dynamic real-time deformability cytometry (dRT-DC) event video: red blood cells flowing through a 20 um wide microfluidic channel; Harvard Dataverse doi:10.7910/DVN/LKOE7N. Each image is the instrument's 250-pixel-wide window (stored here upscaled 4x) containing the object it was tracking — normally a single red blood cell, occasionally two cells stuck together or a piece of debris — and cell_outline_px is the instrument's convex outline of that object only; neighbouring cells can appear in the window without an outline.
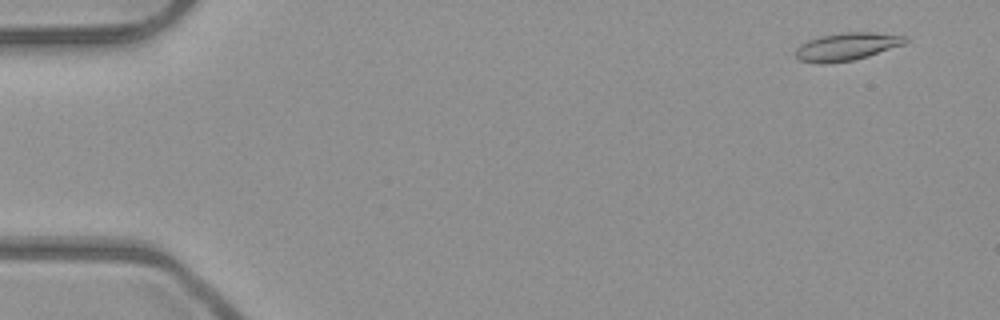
{"species": "common noctule bat (a hibernating species)", "species_latin": "Nyctalus noctula", "temperature_condition": "room temperature", "stored_images_in_passage": 53, "camera_frame_rate_fps": 3000, "um_per_image_px": 0.085, "animal": {"sex": "male", "body_mass_g": 23.1, "forearm_length_mm": 52.7}, "frame": {"image": 1, "passage_image": 4, "time_ms": 1.0, "image_size_px": [1000, 320], "cell_outline_px": [[908, 40], [904, 44], [868, 56], [852, 60], [828, 64], [816, 64], [800, 60], [796, 56], [796, 48], [800, 44], [808, 40], [820, 36], [844, 32], [876, 32], [908, 36]], "centroid_in_image_um": [71.98, 3.96], "position_along_channel_um": 13.0, "area_um2": 17.86}}
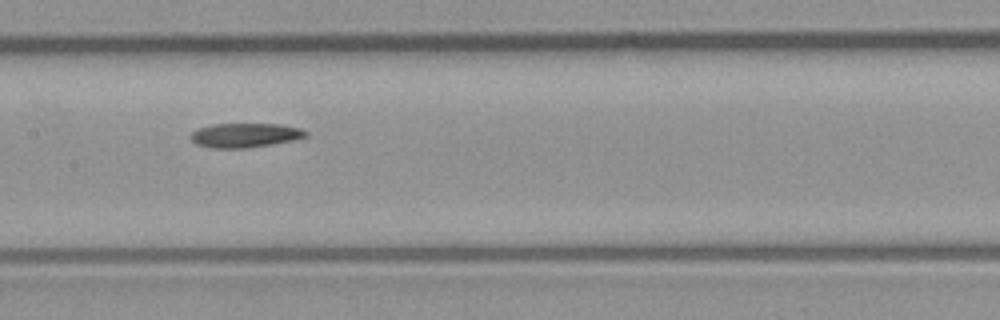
{"frame": {"image": 2, "passage_image": 27, "time_ms": 8.667, "image_size_px": [1000, 320], "cell_outline_px": [[308, 136], [296, 140], [272, 144], [244, 148], [212, 148], [196, 144], [188, 136], [196, 128], [212, 124], [280, 124], [300, 128], [308, 132]], "centroid_in_image_um": [20.82, 11.49], "position_along_channel_um": 186.6, "area_um2": 16.47}}
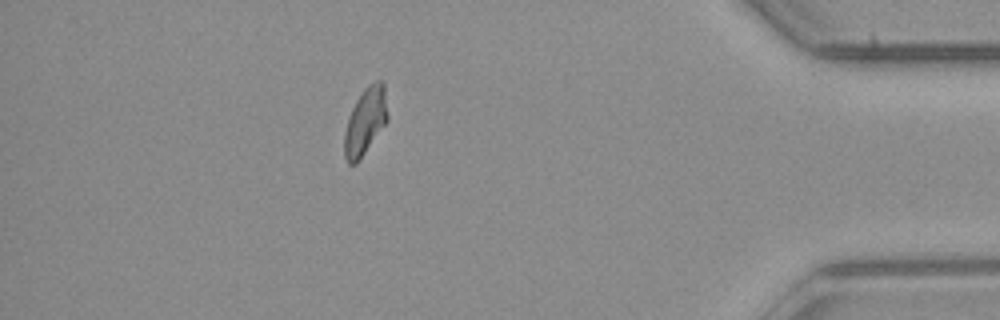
{"frame": {"image": 3, "passage_image": 47, "time_ms": 15.333, "image_size_px": [1000, 320], "cell_outline_px": [[388, 120], [360, 160], [356, 164], [348, 164], [344, 156], [344, 132], [348, 116], [356, 100], [364, 88], [368, 84], [376, 80], [380, 80], [384, 84], [388, 116]], "centroid_in_image_um": [31.04, 10.32], "position_along_channel_um": 404.2, "area_um2": 17.05}, "authors_computed_cell_mechanics": {"area_um2": 16.8776, "velocity_mm_per_s": 3.966, "shape_relaxation_time_tau1_ms": null, "shape_relaxation_time_tau2_ms": 9.8894, "deformation_change_tau1": null, "deformation_change_tau2": 0.1617}}